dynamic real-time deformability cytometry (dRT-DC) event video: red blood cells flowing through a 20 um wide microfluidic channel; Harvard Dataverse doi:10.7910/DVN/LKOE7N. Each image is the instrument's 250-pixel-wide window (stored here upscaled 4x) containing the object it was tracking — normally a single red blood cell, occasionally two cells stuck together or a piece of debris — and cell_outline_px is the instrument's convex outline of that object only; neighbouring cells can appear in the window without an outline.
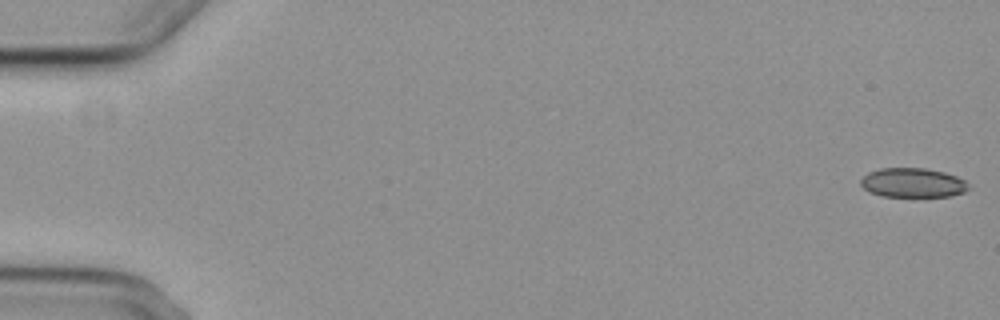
{"species": "common noctule bat (a hibernating species)", "species_latin": "Nyctalus noctula", "temperature_condition": "cold", "stored_images_in_passage": 5, "camera_frame_rate_fps": 3000, "um_per_image_px": 0.085, "animal": {"sex": "female", "body_mass_g": 29.2, "forearm_length_mm": 56.3}, "frame": {"image": 1, "passage_image": 1, "time_ms": 0.0, "image_size_px": [1000, 320], "cell_outline_px": [[968, 188], [964, 192], [952, 196], [880, 196], [868, 192], [860, 184], [860, 180], [868, 172], [880, 168], [924, 168], [944, 172], [956, 176], [964, 180], [968, 184]], "centroid_in_image_um": [77.56, 15.53], "position_along_channel_um": 7.4, "area_um2": 18.44}}
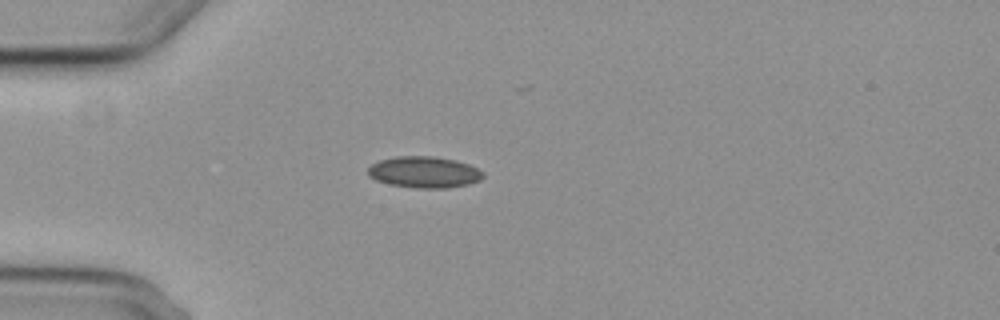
{"frame": {"image": 2, "passage_image": 5, "time_ms": 5.0, "image_size_px": [1000, 320], "cell_outline_px": [[484, 176], [480, 180], [468, 184], [448, 188], [416, 188], [392, 184], [376, 180], [368, 176], [368, 168], [372, 164], [380, 160], [396, 156], [432, 156], [456, 160], [468, 164], [484, 172]], "centroid_in_image_um": [36.06, 14.63], "position_along_channel_um": 48.9, "area_um2": 20.98}}